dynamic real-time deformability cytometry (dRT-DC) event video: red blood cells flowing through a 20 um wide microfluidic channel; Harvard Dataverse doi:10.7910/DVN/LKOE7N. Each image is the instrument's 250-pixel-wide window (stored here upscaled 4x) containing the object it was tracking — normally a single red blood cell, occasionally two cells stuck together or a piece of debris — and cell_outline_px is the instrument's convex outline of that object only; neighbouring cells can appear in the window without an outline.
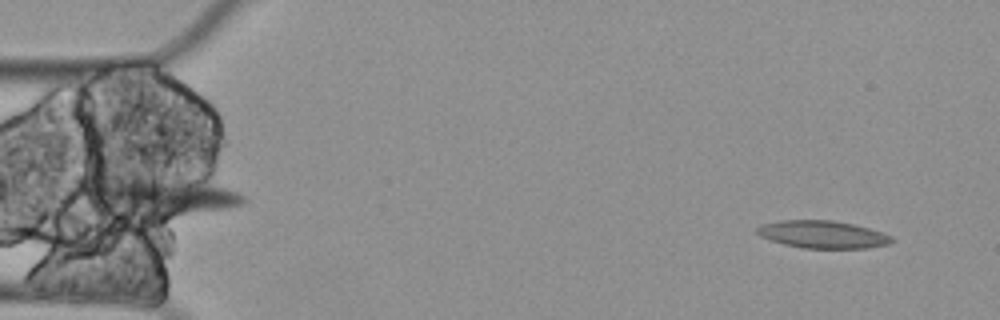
{"species": "Egyptian fruit bat (a non-hibernating species)", "species_latin": "Rousettus aegyptiacus", "temperature_condition": "cold", "stored_images_in_passage": 4, "camera_frame_rate_fps": 3000, "um_per_image_px": 0.085, "animal": {"sex": "female"}, "frame": {"image": 1, "passage_image": 1, "time_ms": 0.0, "image_size_px": [1000, 320], "cell_outline_px": [[896, 240], [888, 244], [868, 248], [804, 248], [784, 244], [760, 236], [756, 232], [756, 228], [764, 224], [784, 220], [832, 220], [852, 224], [868, 228], [892, 236]], "centroid_in_image_um": [69.95, 19.93], "position_along_channel_um": 15.0, "area_um2": 21.39}}
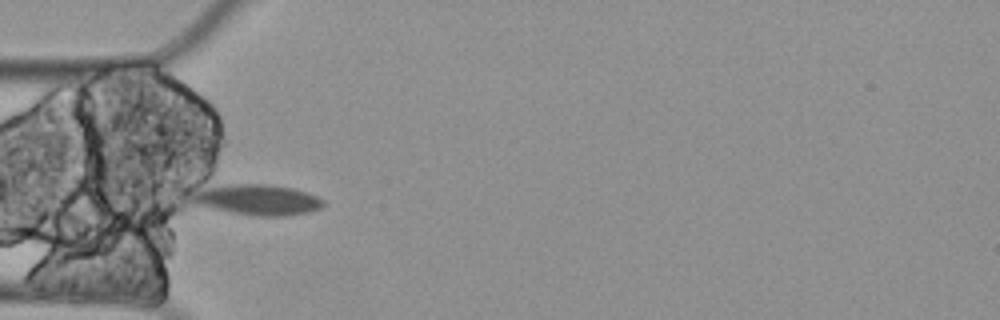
{"frame": {"image": 2, "passage_image": 4, "time_ms": 1.0, "image_size_px": [1000, 320], "cell_outline_px": [[324, 204], [320, 208], [308, 212], [284, 216], [256, 216], [232, 212], [196, 204], [188, 200], [192, 196], [208, 188], [236, 184], [268, 184], [292, 188], [308, 192], [324, 200]], "centroid_in_image_um": [21.97, 16.99], "position_along_channel_um": 63.0, "area_um2": 22.89}}